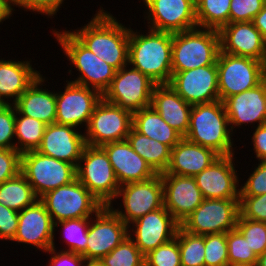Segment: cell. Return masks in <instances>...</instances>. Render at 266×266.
<instances>
[{
  "label": "cell",
  "instance_id": "cell-1",
  "mask_svg": "<svg viewBox=\"0 0 266 266\" xmlns=\"http://www.w3.org/2000/svg\"><path fill=\"white\" fill-rule=\"evenodd\" d=\"M103 9L100 6L87 24L70 32L100 59L119 70L128 65L129 27Z\"/></svg>",
  "mask_w": 266,
  "mask_h": 266
},
{
  "label": "cell",
  "instance_id": "cell-2",
  "mask_svg": "<svg viewBox=\"0 0 266 266\" xmlns=\"http://www.w3.org/2000/svg\"><path fill=\"white\" fill-rule=\"evenodd\" d=\"M140 31L129 25V66L157 85L168 84L172 77V33L149 29L142 34Z\"/></svg>",
  "mask_w": 266,
  "mask_h": 266
},
{
  "label": "cell",
  "instance_id": "cell-3",
  "mask_svg": "<svg viewBox=\"0 0 266 266\" xmlns=\"http://www.w3.org/2000/svg\"><path fill=\"white\" fill-rule=\"evenodd\" d=\"M233 135L222 101L192 106L186 139L228 156L235 154Z\"/></svg>",
  "mask_w": 266,
  "mask_h": 266
},
{
  "label": "cell",
  "instance_id": "cell-4",
  "mask_svg": "<svg viewBox=\"0 0 266 266\" xmlns=\"http://www.w3.org/2000/svg\"><path fill=\"white\" fill-rule=\"evenodd\" d=\"M52 35L71 62V66L79 72V76L70 82L95 89L103 95L117 70L85 47L70 30L60 32L54 29Z\"/></svg>",
  "mask_w": 266,
  "mask_h": 266
},
{
  "label": "cell",
  "instance_id": "cell-5",
  "mask_svg": "<svg viewBox=\"0 0 266 266\" xmlns=\"http://www.w3.org/2000/svg\"><path fill=\"white\" fill-rule=\"evenodd\" d=\"M220 51L218 30L197 27L172 33V72L216 65Z\"/></svg>",
  "mask_w": 266,
  "mask_h": 266
},
{
  "label": "cell",
  "instance_id": "cell-6",
  "mask_svg": "<svg viewBox=\"0 0 266 266\" xmlns=\"http://www.w3.org/2000/svg\"><path fill=\"white\" fill-rule=\"evenodd\" d=\"M76 174L77 180L103 206L113 205L120 184L108 155L101 146L86 145L76 167Z\"/></svg>",
  "mask_w": 266,
  "mask_h": 266
},
{
  "label": "cell",
  "instance_id": "cell-7",
  "mask_svg": "<svg viewBox=\"0 0 266 266\" xmlns=\"http://www.w3.org/2000/svg\"><path fill=\"white\" fill-rule=\"evenodd\" d=\"M21 173L38 199L77 178L75 165L43 155L36 150L22 153Z\"/></svg>",
  "mask_w": 266,
  "mask_h": 266
},
{
  "label": "cell",
  "instance_id": "cell-8",
  "mask_svg": "<svg viewBox=\"0 0 266 266\" xmlns=\"http://www.w3.org/2000/svg\"><path fill=\"white\" fill-rule=\"evenodd\" d=\"M40 200L54 223L92 217L103 207L77 178L69 184L47 192Z\"/></svg>",
  "mask_w": 266,
  "mask_h": 266
},
{
  "label": "cell",
  "instance_id": "cell-9",
  "mask_svg": "<svg viewBox=\"0 0 266 266\" xmlns=\"http://www.w3.org/2000/svg\"><path fill=\"white\" fill-rule=\"evenodd\" d=\"M130 67V68H129ZM157 84L139 70L126 65L116 71L103 99L132 114L151 106L154 87Z\"/></svg>",
  "mask_w": 266,
  "mask_h": 266
},
{
  "label": "cell",
  "instance_id": "cell-10",
  "mask_svg": "<svg viewBox=\"0 0 266 266\" xmlns=\"http://www.w3.org/2000/svg\"><path fill=\"white\" fill-rule=\"evenodd\" d=\"M239 215V199H204L180 226L196 235L227 233Z\"/></svg>",
  "mask_w": 266,
  "mask_h": 266
},
{
  "label": "cell",
  "instance_id": "cell-11",
  "mask_svg": "<svg viewBox=\"0 0 266 266\" xmlns=\"http://www.w3.org/2000/svg\"><path fill=\"white\" fill-rule=\"evenodd\" d=\"M122 200L120 209L109 205L112 211L127 225L145 214L164 207L163 182L161 174L143 182L121 185L116 199ZM123 207V209L121 208Z\"/></svg>",
  "mask_w": 266,
  "mask_h": 266
},
{
  "label": "cell",
  "instance_id": "cell-12",
  "mask_svg": "<svg viewBox=\"0 0 266 266\" xmlns=\"http://www.w3.org/2000/svg\"><path fill=\"white\" fill-rule=\"evenodd\" d=\"M216 65L220 101L262 82V62L259 60L220 51Z\"/></svg>",
  "mask_w": 266,
  "mask_h": 266
},
{
  "label": "cell",
  "instance_id": "cell-13",
  "mask_svg": "<svg viewBox=\"0 0 266 266\" xmlns=\"http://www.w3.org/2000/svg\"><path fill=\"white\" fill-rule=\"evenodd\" d=\"M133 123V114L106 102L103 98L96 105L84 136L86 144L102 146L110 142L126 140Z\"/></svg>",
  "mask_w": 266,
  "mask_h": 266
},
{
  "label": "cell",
  "instance_id": "cell-14",
  "mask_svg": "<svg viewBox=\"0 0 266 266\" xmlns=\"http://www.w3.org/2000/svg\"><path fill=\"white\" fill-rule=\"evenodd\" d=\"M141 1V0H140ZM147 29L170 33L198 27L195 0H142Z\"/></svg>",
  "mask_w": 266,
  "mask_h": 266
},
{
  "label": "cell",
  "instance_id": "cell-15",
  "mask_svg": "<svg viewBox=\"0 0 266 266\" xmlns=\"http://www.w3.org/2000/svg\"><path fill=\"white\" fill-rule=\"evenodd\" d=\"M128 227L109 206H103L91 217L86 250L81 255L87 261L100 260L129 236Z\"/></svg>",
  "mask_w": 266,
  "mask_h": 266
},
{
  "label": "cell",
  "instance_id": "cell-16",
  "mask_svg": "<svg viewBox=\"0 0 266 266\" xmlns=\"http://www.w3.org/2000/svg\"><path fill=\"white\" fill-rule=\"evenodd\" d=\"M66 82L64 91L56 92L55 123L72 126L77 129H81L84 126L86 128L96 105L103 96L95 89L81 86L68 80Z\"/></svg>",
  "mask_w": 266,
  "mask_h": 266
},
{
  "label": "cell",
  "instance_id": "cell-17",
  "mask_svg": "<svg viewBox=\"0 0 266 266\" xmlns=\"http://www.w3.org/2000/svg\"><path fill=\"white\" fill-rule=\"evenodd\" d=\"M128 226L129 237L146 256L158 246L175 238L180 224L162 207L136 219Z\"/></svg>",
  "mask_w": 266,
  "mask_h": 266
},
{
  "label": "cell",
  "instance_id": "cell-18",
  "mask_svg": "<svg viewBox=\"0 0 266 266\" xmlns=\"http://www.w3.org/2000/svg\"><path fill=\"white\" fill-rule=\"evenodd\" d=\"M168 84L192 106L219 100L217 65L172 72Z\"/></svg>",
  "mask_w": 266,
  "mask_h": 266
},
{
  "label": "cell",
  "instance_id": "cell-19",
  "mask_svg": "<svg viewBox=\"0 0 266 266\" xmlns=\"http://www.w3.org/2000/svg\"><path fill=\"white\" fill-rule=\"evenodd\" d=\"M235 154L218 157L194 176L204 199H239L240 179L235 169Z\"/></svg>",
  "mask_w": 266,
  "mask_h": 266
},
{
  "label": "cell",
  "instance_id": "cell-20",
  "mask_svg": "<svg viewBox=\"0 0 266 266\" xmlns=\"http://www.w3.org/2000/svg\"><path fill=\"white\" fill-rule=\"evenodd\" d=\"M55 231L52 217L38 199L19 212L18 228L12 241L36 247L45 253L54 243Z\"/></svg>",
  "mask_w": 266,
  "mask_h": 266
},
{
  "label": "cell",
  "instance_id": "cell-21",
  "mask_svg": "<svg viewBox=\"0 0 266 266\" xmlns=\"http://www.w3.org/2000/svg\"><path fill=\"white\" fill-rule=\"evenodd\" d=\"M161 179L164 207L181 225L204 200L202 192L194 177L161 174Z\"/></svg>",
  "mask_w": 266,
  "mask_h": 266
},
{
  "label": "cell",
  "instance_id": "cell-22",
  "mask_svg": "<svg viewBox=\"0 0 266 266\" xmlns=\"http://www.w3.org/2000/svg\"><path fill=\"white\" fill-rule=\"evenodd\" d=\"M222 102L232 134L243 124L251 123L255 128L256 123V127L266 123V83L263 81L255 88L230 96Z\"/></svg>",
  "mask_w": 266,
  "mask_h": 266
},
{
  "label": "cell",
  "instance_id": "cell-23",
  "mask_svg": "<svg viewBox=\"0 0 266 266\" xmlns=\"http://www.w3.org/2000/svg\"><path fill=\"white\" fill-rule=\"evenodd\" d=\"M86 145L84 133L79 129L52 123L46 126L41 144L36 151L77 167Z\"/></svg>",
  "mask_w": 266,
  "mask_h": 266
},
{
  "label": "cell",
  "instance_id": "cell-24",
  "mask_svg": "<svg viewBox=\"0 0 266 266\" xmlns=\"http://www.w3.org/2000/svg\"><path fill=\"white\" fill-rule=\"evenodd\" d=\"M219 35L221 52L261 62L266 57V40L252 21L228 23L219 30Z\"/></svg>",
  "mask_w": 266,
  "mask_h": 266
},
{
  "label": "cell",
  "instance_id": "cell-25",
  "mask_svg": "<svg viewBox=\"0 0 266 266\" xmlns=\"http://www.w3.org/2000/svg\"><path fill=\"white\" fill-rule=\"evenodd\" d=\"M101 147L108 155L120 186L131 182H143L157 175L132 149L127 140L106 143Z\"/></svg>",
  "mask_w": 266,
  "mask_h": 266
},
{
  "label": "cell",
  "instance_id": "cell-26",
  "mask_svg": "<svg viewBox=\"0 0 266 266\" xmlns=\"http://www.w3.org/2000/svg\"><path fill=\"white\" fill-rule=\"evenodd\" d=\"M220 155L208 147L193 143L183 137L172 149L170 162L165 172L194 177L209 167Z\"/></svg>",
  "mask_w": 266,
  "mask_h": 266
},
{
  "label": "cell",
  "instance_id": "cell-27",
  "mask_svg": "<svg viewBox=\"0 0 266 266\" xmlns=\"http://www.w3.org/2000/svg\"><path fill=\"white\" fill-rule=\"evenodd\" d=\"M4 59V57L0 59V102L4 105H14L41 75V71L32 67L30 59L29 61Z\"/></svg>",
  "mask_w": 266,
  "mask_h": 266
},
{
  "label": "cell",
  "instance_id": "cell-28",
  "mask_svg": "<svg viewBox=\"0 0 266 266\" xmlns=\"http://www.w3.org/2000/svg\"><path fill=\"white\" fill-rule=\"evenodd\" d=\"M151 106L167 124L185 137L189 128L192 105L187 103L169 84L154 87Z\"/></svg>",
  "mask_w": 266,
  "mask_h": 266
},
{
  "label": "cell",
  "instance_id": "cell-29",
  "mask_svg": "<svg viewBox=\"0 0 266 266\" xmlns=\"http://www.w3.org/2000/svg\"><path fill=\"white\" fill-rule=\"evenodd\" d=\"M45 79L46 77L41 74L14 105L22 115L50 125L56 121V92L46 87L43 89L46 85Z\"/></svg>",
  "mask_w": 266,
  "mask_h": 266
},
{
  "label": "cell",
  "instance_id": "cell-30",
  "mask_svg": "<svg viewBox=\"0 0 266 266\" xmlns=\"http://www.w3.org/2000/svg\"><path fill=\"white\" fill-rule=\"evenodd\" d=\"M132 127L140 134L168 145L171 149L183 136L167 124L152 106L133 113Z\"/></svg>",
  "mask_w": 266,
  "mask_h": 266
},
{
  "label": "cell",
  "instance_id": "cell-31",
  "mask_svg": "<svg viewBox=\"0 0 266 266\" xmlns=\"http://www.w3.org/2000/svg\"><path fill=\"white\" fill-rule=\"evenodd\" d=\"M126 140L132 149L141 156L157 173H163L170 162L171 148L155 139H150L131 128Z\"/></svg>",
  "mask_w": 266,
  "mask_h": 266
},
{
  "label": "cell",
  "instance_id": "cell-32",
  "mask_svg": "<svg viewBox=\"0 0 266 266\" xmlns=\"http://www.w3.org/2000/svg\"><path fill=\"white\" fill-rule=\"evenodd\" d=\"M36 200L32 186L21 172L0 184V204L5 207L20 212Z\"/></svg>",
  "mask_w": 266,
  "mask_h": 266
},
{
  "label": "cell",
  "instance_id": "cell-33",
  "mask_svg": "<svg viewBox=\"0 0 266 266\" xmlns=\"http://www.w3.org/2000/svg\"><path fill=\"white\" fill-rule=\"evenodd\" d=\"M46 126L40 120L22 115L15 107V149L21 154L37 150L41 144Z\"/></svg>",
  "mask_w": 266,
  "mask_h": 266
},
{
  "label": "cell",
  "instance_id": "cell-34",
  "mask_svg": "<svg viewBox=\"0 0 266 266\" xmlns=\"http://www.w3.org/2000/svg\"><path fill=\"white\" fill-rule=\"evenodd\" d=\"M231 0H195L199 28L220 30L229 23Z\"/></svg>",
  "mask_w": 266,
  "mask_h": 266
},
{
  "label": "cell",
  "instance_id": "cell-35",
  "mask_svg": "<svg viewBox=\"0 0 266 266\" xmlns=\"http://www.w3.org/2000/svg\"><path fill=\"white\" fill-rule=\"evenodd\" d=\"M178 246L181 266H205V235L189 233L179 226Z\"/></svg>",
  "mask_w": 266,
  "mask_h": 266
},
{
  "label": "cell",
  "instance_id": "cell-36",
  "mask_svg": "<svg viewBox=\"0 0 266 266\" xmlns=\"http://www.w3.org/2000/svg\"><path fill=\"white\" fill-rule=\"evenodd\" d=\"M91 217L63 220L54 223V228L61 227L64 232V251L82 254L86 250L87 235ZM66 238V239H65ZM68 245V247H67ZM67 248V249H66Z\"/></svg>",
  "mask_w": 266,
  "mask_h": 266
},
{
  "label": "cell",
  "instance_id": "cell-37",
  "mask_svg": "<svg viewBox=\"0 0 266 266\" xmlns=\"http://www.w3.org/2000/svg\"><path fill=\"white\" fill-rule=\"evenodd\" d=\"M226 239L229 266H256L258 257L237 228L227 232Z\"/></svg>",
  "mask_w": 266,
  "mask_h": 266
},
{
  "label": "cell",
  "instance_id": "cell-38",
  "mask_svg": "<svg viewBox=\"0 0 266 266\" xmlns=\"http://www.w3.org/2000/svg\"><path fill=\"white\" fill-rule=\"evenodd\" d=\"M100 261L105 266H145V256L129 236Z\"/></svg>",
  "mask_w": 266,
  "mask_h": 266
},
{
  "label": "cell",
  "instance_id": "cell-39",
  "mask_svg": "<svg viewBox=\"0 0 266 266\" xmlns=\"http://www.w3.org/2000/svg\"><path fill=\"white\" fill-rule=\"evenodd\" d=\"M236 228L246 238L250 248L256 254L260 256L266 252V223L252 221L246 218H242L240 215L237 220Z\"/></svg>",
  "mask_w": 266,
  "mask_h": 266
},
{
  "label": "cell",
  "instance_id": "cell-40",
  "mask_svg": "<svg viewBox=\"0 0 266 266\" xmlns=\"http://www.w3.org/2000/svg\"><path fill=\"white\" fill-rule=\"evenodd\" d=\"M145 266H181L178 230L175 238L145 256Z\"/></svg>",
  "mask_w": 266,
  "mask_h": 266
},
{
  "label": "cell",
  "instance_id": "cell-41",
  "mask_svg": "<svg viewBox=\"0 0 266 266\" xmlns=\"http://www.w3.org/2000/svg\"><path fill=\"white\" fill-rule=\"evenodd\" d=\"M205 266H229L226 233L205 235Z\"/></svg>",
  "mask_w": 266,
  "mask_h": 266
},
{
  "label": "cell",
  "instance_id": "cell-42",
  "mask_svg": "<svg viewBox=\"0 0 266 266\" xmlns=\"http://www.w3.org/2000/svg\"><path fill=\"white\" fill-rule=\"evenodd\" d=\"M265 4L266 0H231L229 23L252 21Z\"/></svg>",
  "mask_w": 266,
  "mask_h": 266
},
{
  "label": "cell",
  "instance_id": "cell-43",
  "mask_svg": "<svg viewBox=\"0 0 266 266\" xmlns=\"http://www.w3.org/2000/svg\"><path fill=\"white\" fill-rule=\"evenodd\" d=\"M239 211L242 218L266 223V194L240 196Z\"/></svg>",
  "mask_w": 266,
  "mask_h": 266
},
{
  "label": "cell",
  "instance_id": "cell-44",
  "mask_svg": "<svg viewBox=\"0 0 266 266\" xmlns=\"http://www.w3.org/2000/svg\"><path fill=\"white\" fill-rule=\"evenodd\" d=\"M15 105L0 107V148L15 149Z\"/></svg>",
  "mask_w": 266,
  "mask_h": 266
},
{
  "label": "cell",
  "instance_id": "cell-45",
  "mask_svg": "<svg viewBox=\"0 0 266 266\" xmlns=\"http://www.w3.org/2000/svg\"><path fill=\"white\" fill-rule=\"evenodd\" d=\"M248 179L240 186V196L266 194V160L259 161Z\"/></svg>",
  "mask_w": 266,
  "mask_h": 266
},
{
  "label": "cell",
  "instance_id": "cell-46",
  "mask_svg": "<svg viewBox=\"0 0 266 266\" xmlns=\"http://www.w3.org/2000/svg\"><path fill=\"white\" fill-rule=\"evenodd\" d=\"M21 155L16 149L0 148V184L21 172Z\"/></svg>",
  "mask_w": 266,
  "mask_h": 266
},
{
  "label": "cell",
  "instance_id": "cell-47",
  "mask_svg": "<svg viewBox=\"0 0 266 266\" xmlns=\"http://www.w3.org/2000/svg\"><path fill=\"white\" fill-rule=\"evenodd\" d=\"M65 0H14V6L24 11H31L36 14L46 15L47 18H54ZM26 9V10H25Z\"/></svg>",
  "mask_w": 266,
  "mask_h": 266
},
{
  "label": "cell",
  "instance_id": "cell-48",
  "mask_svg": "<svg viewBox=\"0 0 266 266\" xmlns=\"http://www.w3.org/2000/svg\"><path fill=\"white\" fill-rule=\"evenodd\" d=\"M19 212L0 204V240L14 239L18 228Z\"/></svg>",
  "mask_w": 266,
  "mask_h": 266
},
{
  "label": "cell",
  "instance_id": "cell-49",
  "mask_svg": "<svg viewBox=\"0 0 266 266\" xmlns=\"http://www.w3.org/2000/svg\"><path fill=\"white\" fill-rule=\"evenodd\" d=\"M45 253L49 254L50 261H48L49 266H84L87 260L81 255L70 251H64V249L57 252L55 246V241L51 248H49ZM47 265V266H48Z\"/></svg>",
  "mask_w": 266,
  "mask_h": 266
},
{
  "label": "cell",
  "instance_id": "cell-50",
  "mask_svg": "<svg viewBox=\"0 0 266 266\" xmlns=\"http://www.w3.org/2000/svg\"><path fill=\"white\" fill-rule=\"evenodd\" d=\"M251 142L258 161L266 160V123L255 127Z\"/></svg>",
  "mask_w": 266,
  "mask_h": 266
},
{
  "label": "cell",
  "instance_id": "cell-51",
  "mask_svg": "<svg viewBox=\"0 0 266 266\" xmlns=\"http://www.w3.org/2000/svg\"><path fill=\"white\" fill-rule=\"evenodd\" d=\"M14 7V0H0V24L13 15Z\"/></svg>",
  "mask_w": 266,
  "mask_h": 266
},
{
  "label": "cell",
  "instance_id": "cell-52",
  "mask_svg": "<svg viewBox=\"0 0 266 266\" xmlns=\"http://www.w3.org/2000/svg\"><path fill=\"white\" fill-rule=\"evenodd\" d=\"M254 26L261 33L262 37L266 40V4L262 10L252 20Z\"/></svg>",
  "mask_w": 266,
  "mask_h": 266
},
{
  "label": "cell",
  "instance_id": "cell-53",
  "mask_svg": "<svg viewBox=\"0 0 266 266\" xmlns=\"http://www.w3.org/2000/svg\"><path fill=\"white\" fill-rule=\"evenodd\" d=\"M256 266H266V252L258 256Z\"/></svg>",
  "mask_w": 266,
  "mask_h": 266
},
{
  "label": "cell",
  "instance_id": "cell-54",
  "mask_svg": "<svg viewBox=\"0 0 266 266\" xmlns=\"http://www.w3.org/2000/svg\"><path fill=\"white\" fill-rule=\"evenodd\" d=\"M84 266H105L100 260H89Z\"/></svg>",
  "mask_w": 266,
  "mask_h": 266
},
{
  "label": "cell",
  "instance_id": "cell-55",
  "mask_svg": "<svg viewBox=\"0 0 266 266\" xmlns=\"http://www.w3.org/2000/svg\"><path fill=\"white\" fill-rule=\"evenodd\" d=\"M262 81L266 83V57L262 60Z\"/></svg>",
  "mask_w": 266,
  "mask_h": 266
}]
</instances>
